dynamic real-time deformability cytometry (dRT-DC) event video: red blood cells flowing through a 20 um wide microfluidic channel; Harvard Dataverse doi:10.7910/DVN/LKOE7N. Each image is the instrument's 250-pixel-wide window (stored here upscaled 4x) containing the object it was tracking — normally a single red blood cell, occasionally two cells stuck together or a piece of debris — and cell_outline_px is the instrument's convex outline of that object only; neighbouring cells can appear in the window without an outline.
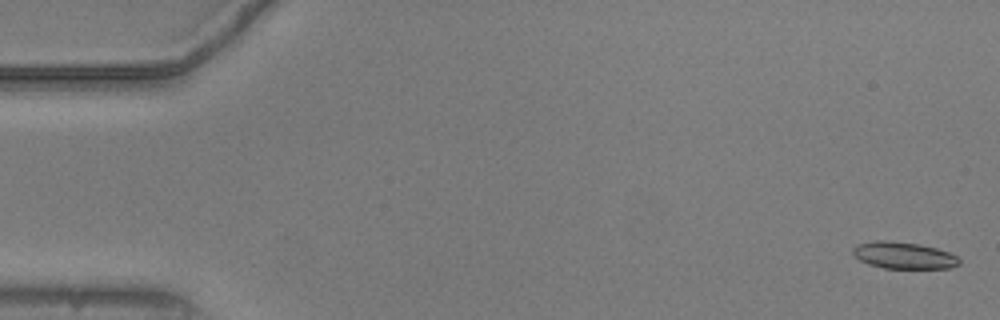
{"species": "common noctule bat (a hibernating species)", "species_latin": "Nyctalus noctula", "temperature_condition": "warm", "stored_images_in_passage": 54, "camera_frame_rate_fps": 3000, "um_per_image_px": 0.085, "animal": {"sex": "male", "body_mass_g": 20.5, "forearm_length_mm": 52.5}, "frame": {"image": 1, "passage_image": 2, "time_ms": 0.333, "image_size_px": [1000, 320], "cell_outline_px": [[960, 264], [952, 268], [884, 268], [868, 264], [860, 260], [852, 252], [852, 248], [856, 244], [872, 240], [888, 240], [920, 244], [936, 248], [948, 252], [956, 256], [960, 260]], "centroid_in_image_um": [76.79, 21.69], "position_along_channel_um": 8.2, "area_um2": 16.7}}
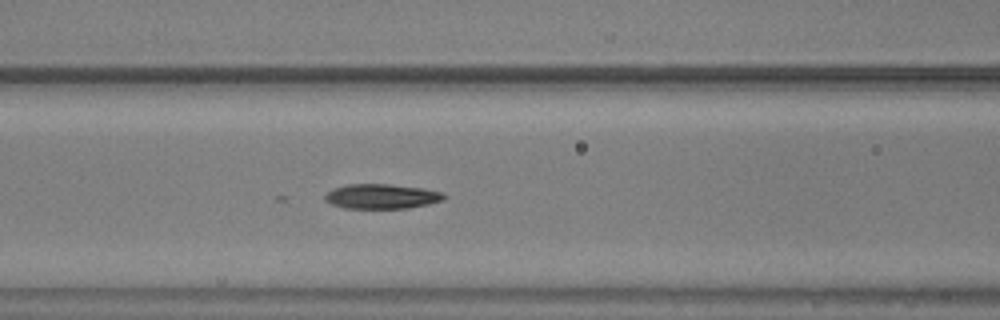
{"frame": {"image": 2, "passage_image": 23, "time_ms": 7.333, "image_size_px": [1000, 320], "cell_outline_px": [[444, 200], [428, 204], [408, 208], [344, 208], [332, 204], [324, 200], [324, 196], [332, 188], [348, 184], [388, 184], [424, 188], [444, 192]], "centroid_in_image_um": [32.44, 16.69], "position_along_channel_um": 134.2, "area_um2": 17.22}}
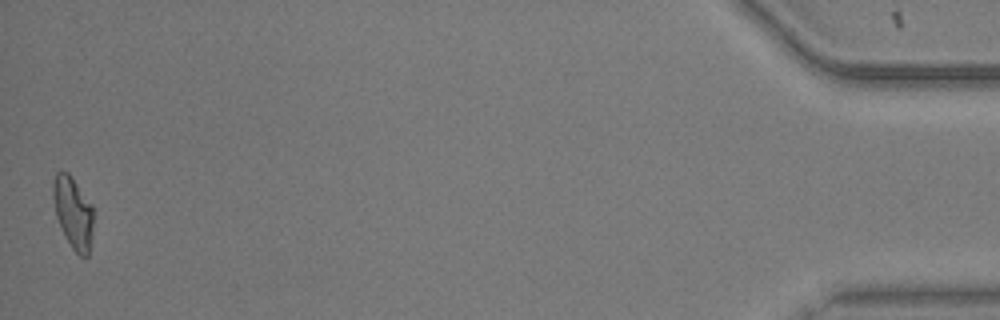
{"frame": {"image": 3, "passage_image": 54, "time_ms": 17.667, "image_size_px": [1000, 320], "cell_outline_px": [[92, 236], [88, 256], [80, 256], [72, 248], [64, 236], [56, 216], [52, 196], [52, 184], [56, 172], [68, 172], [72, 176], [92, 204]], "centroid_in_image_um": [6.2, 18.05], "position_along_channel_um": 429.0, "area_um2": 16.94}, "authors_computed_cell_mechanics": {"area_um2": 17.2244, "velocity_mm_per_s": 3.7804, "shape_relaxation_time_tau1_ms": null, "shape_relaxation_time_tau2_ms": 3.3592, "deformation_change_tau1": null, "deformation_change_tau2": 0.093}}